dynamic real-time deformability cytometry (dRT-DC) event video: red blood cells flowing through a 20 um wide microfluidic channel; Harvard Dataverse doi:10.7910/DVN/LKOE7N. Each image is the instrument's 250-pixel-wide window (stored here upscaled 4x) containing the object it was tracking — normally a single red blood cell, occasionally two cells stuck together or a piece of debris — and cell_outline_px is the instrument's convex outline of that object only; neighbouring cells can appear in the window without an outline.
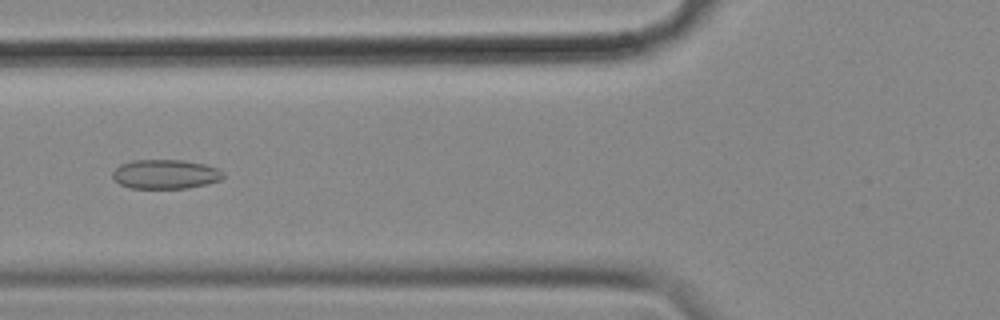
{"species": "common noctule bat (a hibernating species)", "species_latin": "Nyctalus noctula", "temperature_condition": "cold", "stored_images_in_passage": 56, "camera_frame_rate_fps": 3000, "um_per_image_px": 0.085, "animal": {"sex": "female", "body_mass_g": 18.4}, "frame": {"image": 1, "passage_image": 21, "time_ms": 6.667, "image_size_px": [1000, 320], "cell_outline_px": [[224, 176], [220, 180], [208, 184], [188, 188], [132, 188], [120, 184], [112, 180], [112, 172], [120, 164], [132, 160], [184, 160], [204, 164], [216, 168], [224, 172]], "centroid_in_image_um": [14.04, 14.8], "position_along_channel_um": 111.8, "area_um2": 19.02}}
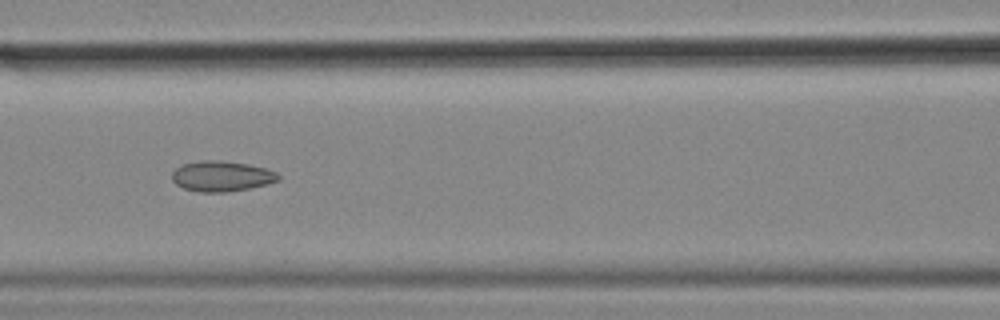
{"frame": {"image": 2, "passage_image": 24, "time_ms": 7.667, "image_size_px": [1000, 320], "cell_outline_px": [[280, 180], [268, 184], [228, 192], [200, 192], [184, 188], [176, 184], [172, 180], [172, 172], [176, 168], [184, 164], [204, 160], [220, 160], [248, 164], [268, 168], [276, 172], [280, 176]], "centroid_in_image_um": [18.87, 14.97], "position_along_channel_um": 147.7, "area_um2": 18.9}}
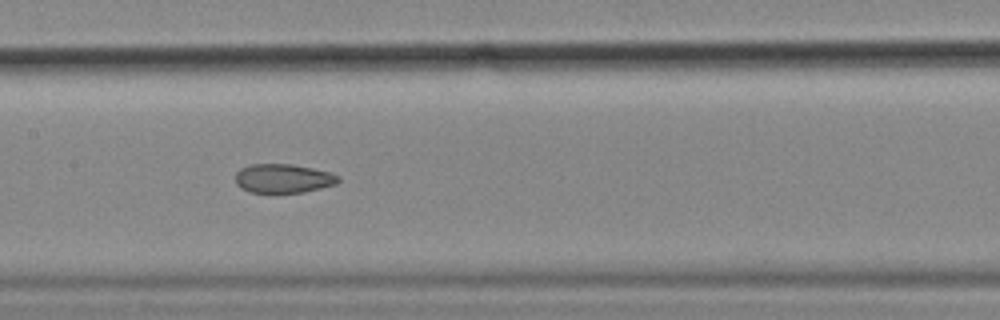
{"frame": {"image": 3, "passage_image": 27, "time_ms": 8.667, "image_size_px": [1000, 320], "cell_outline_px": [[340, 180], [336, 184], [304, 192], [248, 192], [240, 188], [236, 184], [236, 172], [240, 168], [248, 164], [292, 164], [312, 168], [328, 172], [340, 176]], "centroid_in_image_um": [24.04, 15.16], "position_along_channel_um": 183.4, "area_um2": 17.4}, "authors_computed_cell_mechanics": {"area_um2": 20.1722, "velocity_mm_per_s": 3.578, "shape_relaxation_time_tau1_ms": null, "shape_relaxation_time_tau2_ms": 2.2369, "deformation_change_tau1": null, "deformation_change_tau2": 0.0801}}